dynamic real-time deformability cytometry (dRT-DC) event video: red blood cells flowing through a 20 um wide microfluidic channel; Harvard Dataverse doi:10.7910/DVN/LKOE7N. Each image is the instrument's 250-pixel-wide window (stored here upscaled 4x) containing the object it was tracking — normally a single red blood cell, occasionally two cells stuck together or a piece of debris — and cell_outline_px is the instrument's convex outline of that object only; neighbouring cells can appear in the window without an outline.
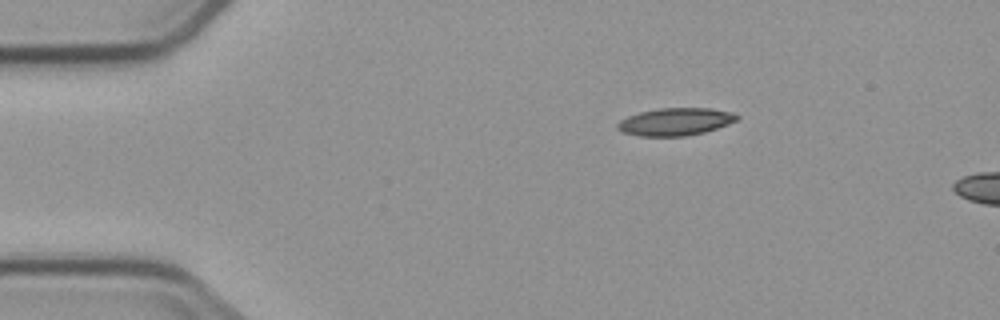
{"species": "common noctule bat (a hibernating species)", "species_latin": "Nyctalus noctula", "temperature_condition": "cold", "stored_images_in_passage": 4, "camera_frame_rate_fps": 3000, "um_per_image_px": 0.085, "animal": {"sex": "male", "body_mass_g": 23.1, "forearm_length_mm": 52.7}, "frame": {"image": 1, "passage_image": 1, "time_ms": 0.0, "image_size_px": [1000, 320], "cell_outline_px": [[740, 116], [736, 120], [728, 124], [704, 132], [684, 136], [640, 136], [624, 132], [616, 128], [616, 124], [620, 120], [628, 116], [640, 112], [660, 108], [712, 108], [732, 112]], "centroid_in_image_um": [57.4, 10.34], "position_along_channel_um": 27.6, "area_um2": 19.07}}